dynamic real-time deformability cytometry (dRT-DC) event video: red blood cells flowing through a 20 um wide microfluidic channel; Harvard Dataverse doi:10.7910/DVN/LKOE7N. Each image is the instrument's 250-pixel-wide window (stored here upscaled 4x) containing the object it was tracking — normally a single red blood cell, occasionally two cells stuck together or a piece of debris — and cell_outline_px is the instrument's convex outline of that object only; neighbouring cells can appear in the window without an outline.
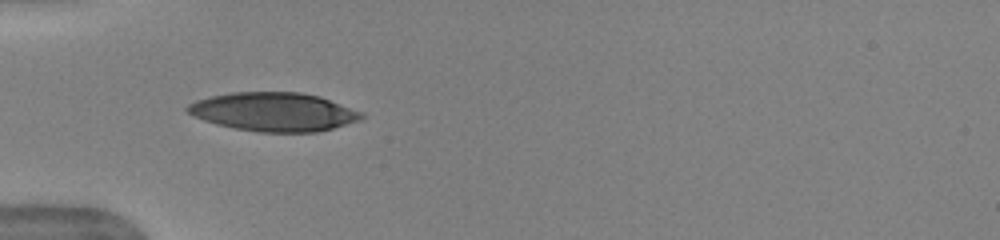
{"species": "human", "species_latin": "Homo sapiens", "temperature_condition": "warm", "stored_images_in_passage": 7, "camera_frame_rate_fps": 3000, "um_per_image_px": 0.085, "donor": {"sex": "female"}, "frame": {"image": 1, "passage_image": 6, "time_ms": 1.667, "image_size_px": [1000, 240], "cell_outline_px": [[364, 116], [360, 120], [332, 128], [316, 132], [260, 132], [236, 128], [216, 124], [204, 120], [188, 112], [184, 108], [188, 104], [196, 100], [212, 96], [232, 92], [300, 92], [320, 96], [364, 112]], "centroid_in_image_um": [23.29, 9.5], "position_along_channel_um": 61.7, "area_um2": 39.13}}